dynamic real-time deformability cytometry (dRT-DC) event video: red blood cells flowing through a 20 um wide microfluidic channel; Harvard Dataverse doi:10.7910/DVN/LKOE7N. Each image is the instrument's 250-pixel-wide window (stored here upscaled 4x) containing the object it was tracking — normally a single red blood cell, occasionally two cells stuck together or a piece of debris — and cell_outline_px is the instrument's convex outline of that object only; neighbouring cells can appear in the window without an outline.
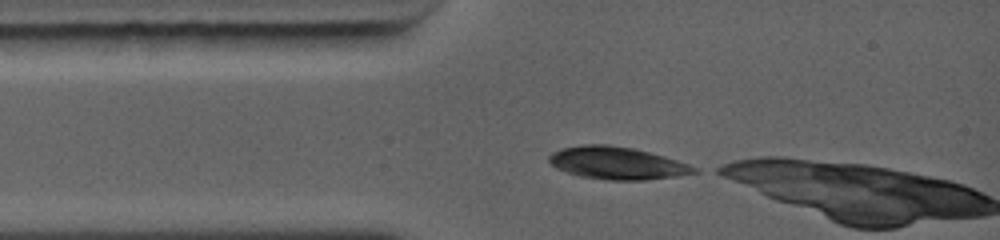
{"species": "common noctule bat (a hibernating species)", "species_latin": "Nyctalus noctula", "temperature_condition": "warm", "stored_images_in_passage": 7, "camera_frame_rate_fps": 5000, "um_per_image_px": 0.085, "animal": {"sex": "female", "body_mass_g": 19.0, "forearm_length_mm": 56.7}, "frame": {"image": 1, "passage_image": 1, "time_ms": 0.0, "image_size_px": [1000, 240], "cell_outline_px": [[700, 172], [676, 176], [644, 180], [604, 180], [580, 176], [556, 168], [548, 160], [548, 156], [552, 152], [564, 148], [588, 144], [608, 144], [632, 148], [664, 156], [700, 168]], "centroid_in_image_um": [52.47, 13.87], "position_along_channel_um": 32.5, "area_um2": 27.34}}